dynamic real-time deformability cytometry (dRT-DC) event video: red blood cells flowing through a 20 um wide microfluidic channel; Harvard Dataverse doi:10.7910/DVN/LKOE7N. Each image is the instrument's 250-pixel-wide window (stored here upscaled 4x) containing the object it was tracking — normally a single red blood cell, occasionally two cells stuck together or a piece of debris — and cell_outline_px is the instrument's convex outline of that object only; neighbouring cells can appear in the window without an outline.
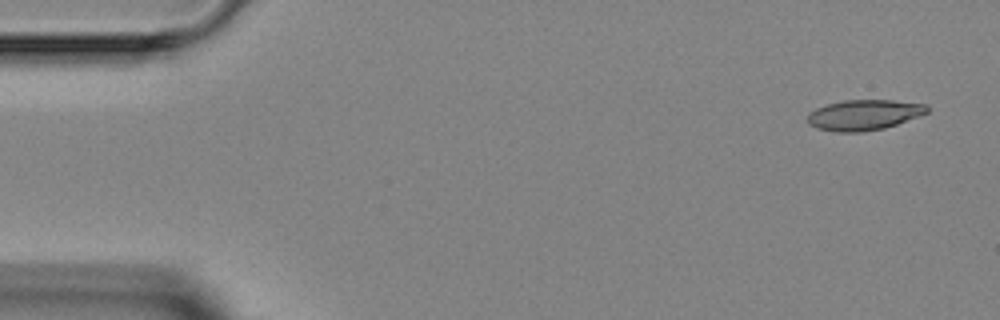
{"species": "Egyptian fruit bat (a non-hibernating species)", "species_latin": "Rousettus aegyptiacus", "temperature_condition": "room temperature", "stored_images_in_passage": 4, "camera_frame_rate_fps": 3000, "um_per_image_px": 0.085, "animal": {"sex": "female"}, "frame": {"image": 1, "passage_image": 1, "time_ms": 0.0, "image_size_px": [1000, 320], "cell_outline_px": [[928, 112], [896, 124], [884, 128], [860, 132], [836, 132], [816, 128], [808, 124], [808, 112], [816, 108], [828, 104], [844, 100], [892, 100], [928, 104]], "centroid_in_image_um": [73.41, 9.76], "position_along_channel_um": 11.6, "area_um2": 21.15}}
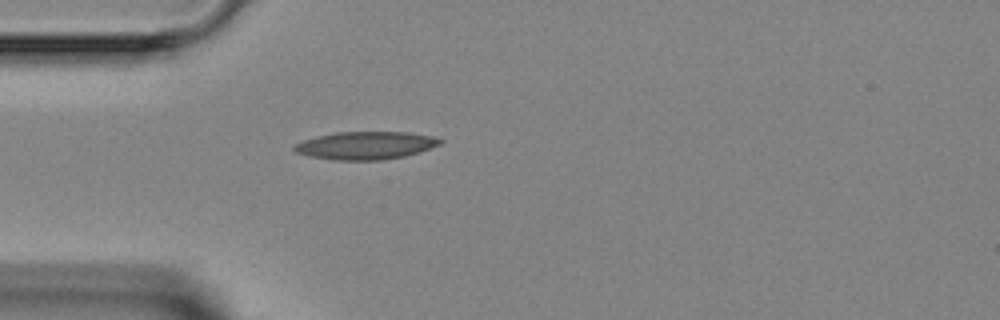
{"frame": {"image": 2, "passage_image": 4, "time_ms": 3.667, "image_size_px": [1000, 320], "cell_outline_px": [[444, 140], [440, 144], [420, 152], [404, 156], [384, 160], [336, 160], [308, 156], [296, 152], [292, 148], [296, 144], [304, 140], [316, 136], [336, 132], [408, 132], [432, 136]], "centroid_in_image_um": [31.09, 12.36], "position_along_channel_um": 53.9, "area_um2": 23.64}}